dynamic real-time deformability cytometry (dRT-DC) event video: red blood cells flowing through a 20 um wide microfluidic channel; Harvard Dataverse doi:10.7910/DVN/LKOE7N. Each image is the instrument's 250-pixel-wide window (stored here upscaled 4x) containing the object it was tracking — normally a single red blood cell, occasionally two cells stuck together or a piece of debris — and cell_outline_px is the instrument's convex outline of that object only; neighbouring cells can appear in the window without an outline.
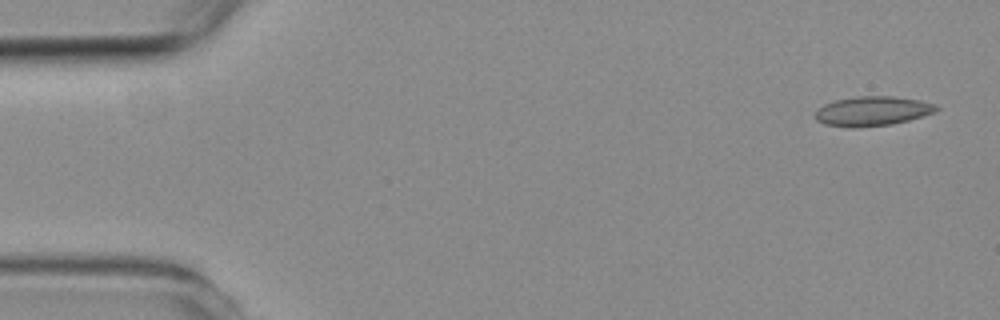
{"species": "common noctule bat (a hibernating species)", "species_latin": "Nyctalus noctula", "temperature_condition": "room temperature", "stored_images_in_passage": 4, "camera_frame_rate_fps": 3000, "um_per_image_px": 0.085, "animal": {"sex": "female", "body_mass_g": 19.3, "forearm_length_mm": 54.1}, "frame": {"image": 1, "passage_image": 1, "time_ms": 0.0, "image_size_px": [1000, 320], "cell_outline_px": [[940, 108], [932, 112], [908, 120], [892, 124], [856, 128], [848, 128], [824, 124], [816, 120], [812, 116], [824, 104], [836, 100], [856, 96], [892, 96], [920, 100], [932, 104]], "centroid_in_image_um": [74.08, 9.45], "position_along_channel_um": 10.9, "area_um2": 20.75}}
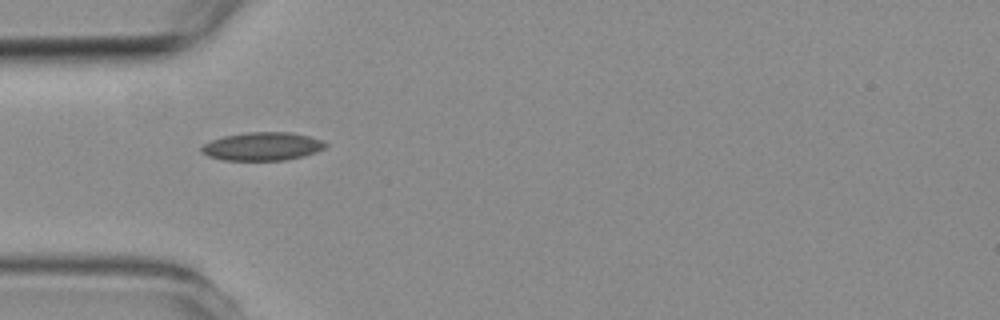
{"frame": {"image": 2, "passage_image": 4, "time_ms": 4.333, "image_size_px": [1000, 320], "cell_outline_px": [[328, 144], [324, 148], [316, 152], [304, 156], [284, 160], [224, 160], [208, 156], [200, 152], [200, 148], [204, 144], [212, 140], [224, 136], [248, 132], [288, 132], [308, 136], [324, 140]], "centroid_in_image_um": [22.31, 12.44], "position_along_channel_um": 62.7, "area_um2": 20.4}}